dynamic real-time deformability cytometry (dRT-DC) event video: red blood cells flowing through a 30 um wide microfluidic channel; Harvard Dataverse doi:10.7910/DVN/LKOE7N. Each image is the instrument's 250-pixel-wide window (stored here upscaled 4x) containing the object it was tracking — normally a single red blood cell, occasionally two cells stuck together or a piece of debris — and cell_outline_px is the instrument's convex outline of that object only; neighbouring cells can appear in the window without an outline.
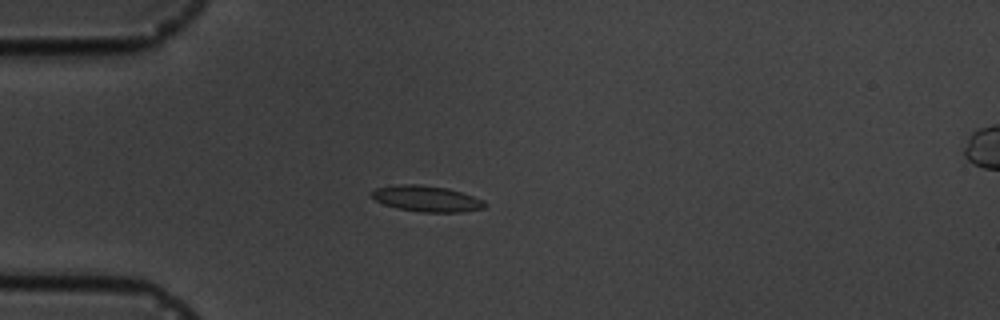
{"species": "common noctule bat (a hibernating species)", "species_latin": "Nyctalus noctula", "temperature_condition": "cold", "stored_images_in_passage": 16, "camera_frame_rate_fps": 3000, "um_per_image_px": 0.085, "animal": {"sex": "male", "body_mass_g": 19.5, "forearm_length_mm": 54.6}, "frame": {"image": 1, "passage_image": 4, "time_ms": 3.667, "image_size_px": [1000, 320], "cell_outline_px": [[488, 204], [484, 208], [460, 212], [420, 212], [396, 208], [384, 204], [376, 200], [372, 196], [372, 192], [376, 188], [396, 184], [420, 184], [448, 188], [484, 200]], "centroid_in_image_um": [36.27, 16.88], "position_along_channel_um": 48.7, "area_um2": 17.11}}
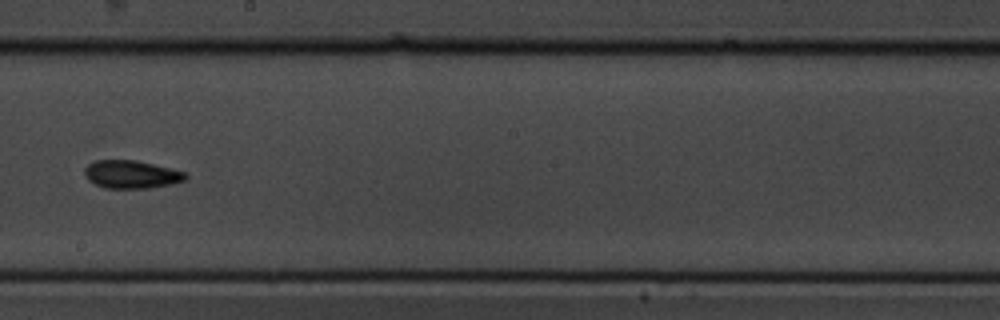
{"frame": {"image": 2, "passage_image": 9, "time_ms": 9.333, "image_size_px": [1000, 320], "cell_outline_px": [[188, 176], [184, 180], [168, 184], [148, 188], [104, 188], [88, 180], [84, 176], [84, 168], [88, 164], [96, 160], [136, 160], [188, 172]], "centroid_in_image_um": [11.15, 14.81], "position_along_channel_um": 237.1, "area_um2": 16.47}}
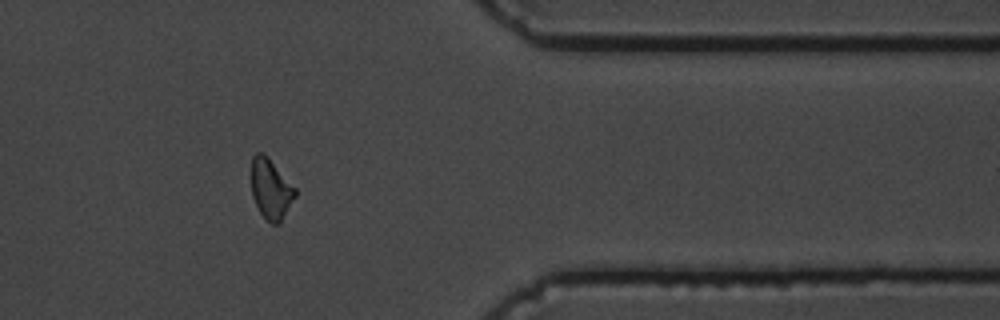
{"frame": {"image": 3, "passage_image": 13, "time_ms": 14.0, "image_size_px": [1000, 320], "cell_outline_px": [[296, 196], [280, 224], [272, 224], [264, 220], [252, 196], [252, 156], [256, 152], [264, 152], [268, 156], [296, 188]], "centroid_in_image_um": [23.03, 16.07], "position_along_channel_um": 388.4, "area_um2": 15.61}, "authors_computed_cell_mechanics": {"area_um2": 16.0395, "velocity_mm_per_s": 3.5957, "shape_relaxation_time_tau1_ms": 4.5119, "shape_relaxation_time_tau2_ms": 1.4873, "deformation_change_tau1": 0.1224, "deformation_change_tau2": 0.0442}}